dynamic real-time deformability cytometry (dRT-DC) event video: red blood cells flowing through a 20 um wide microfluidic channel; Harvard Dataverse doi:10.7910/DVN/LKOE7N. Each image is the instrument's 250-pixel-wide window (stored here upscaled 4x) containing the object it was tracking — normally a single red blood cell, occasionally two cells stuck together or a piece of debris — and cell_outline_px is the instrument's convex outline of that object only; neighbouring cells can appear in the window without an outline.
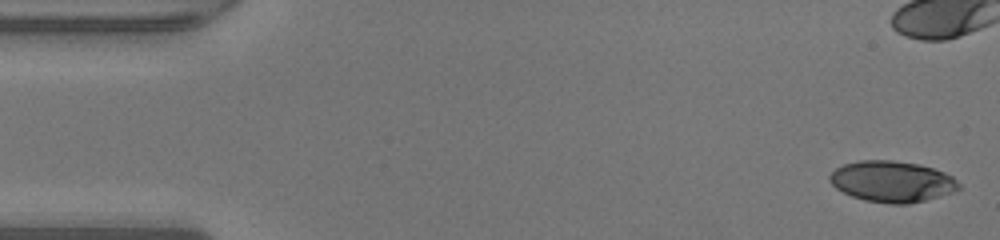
{"species": "human", "species_latin": "Homo sapiens", "temperature_condition": "warm", "stored_images_in_passage": 48, "camera_frame_rate_fps": 3000, "um_per_image_px": 0.085, "donor": {"sex": "male"}, "frame": {"image": 1, "passage_image": 1, "time_ms": 0.0, "image_size_px": [1000, 240], "cell_outline_px": [[960, 188], [952, 192], [940, 196], [908, 204], [888, 204], [864, 200], [852, 196], [836, 188], [828, 180], [828, 176], [836, 168], [844, 164], [860, 160], [892, 160], [920, 164], [944, 172], [952, 176], [960, 184]], "centroid_in_image_um": [75.81, 15.43], "position_along_channel_um": 9.2, "area_um2": 30.92}}
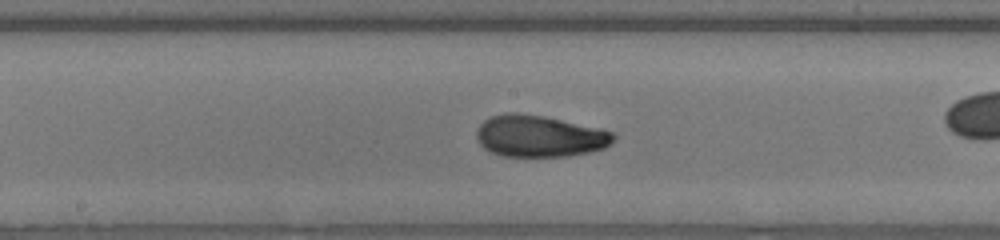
{"frame": {"image": 2, "passage_image": 24, "time_ms": 7.667, "image_size_px": [1000, 240], "cell_outline_px": [[616, 136], [604, 148], [588, 152], [568, 156], [500, 156], [484, 148], [480, 144], [476, 136], [476, 132], [480, 124], [484, 120], [492, 116], [504, 112], [516, 112], [544, 116], [600, 128], [616, 132]], "centroid_in_image_um": [45.84, 11.56], "position_along_channel_um": 202.4, "area_um2": 33.29}}
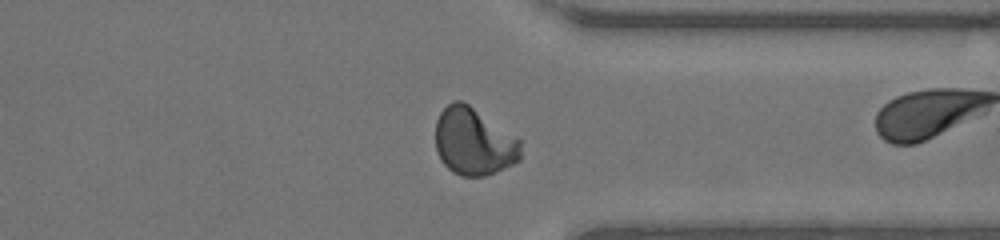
{"frame": {"image": 3, "passage_image": 36, "time_ms": 11.667, "image_size_px": [1000, 240], "cell_outline_px": [[520, 160], [504, 168], [484, 176], [460, 176], [452, 172], [440, 160], [436, 152], [436, 120], [440, 112], [452, 100], [460, 100], [468, 104], [520, 140]], "centroid_in_image_um": [40.23, 12.05], "position_along_channel_um": 371.2, "area_um2": 33.23}, "authors_computed_cell_mechanics": {"area_um2": 32.3969, "velocity_mm_per_s": 4.3021, "shape_relaxation_time_tau1_ms": null, "shape_relaxation_time_tau2_ms": 0.9387, "deformation_change_tau1": null, "deformation_change_tau2": 0.0602}}